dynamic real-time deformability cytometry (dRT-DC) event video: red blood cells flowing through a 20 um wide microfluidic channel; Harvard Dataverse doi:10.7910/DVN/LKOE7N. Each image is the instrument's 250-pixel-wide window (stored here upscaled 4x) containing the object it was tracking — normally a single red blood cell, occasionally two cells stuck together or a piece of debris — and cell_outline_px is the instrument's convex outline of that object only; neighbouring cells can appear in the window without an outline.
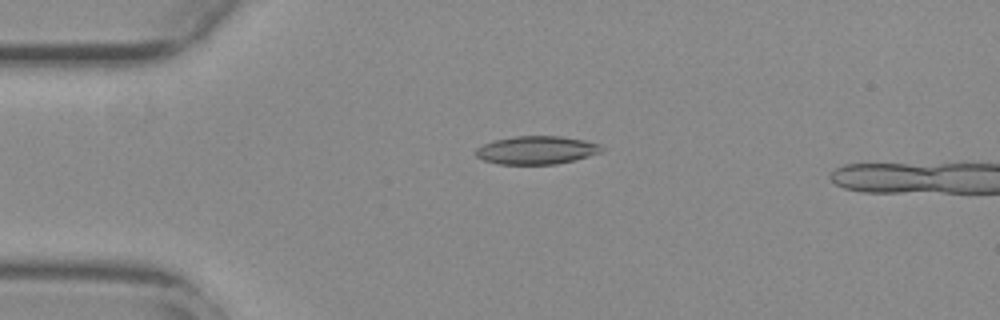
{"species": "common noctule bat (a hibernating species)", "species_latin": "Nyctalus noctula", "temperature_condition": "warm", "stored_images_in_passage": 52, "camera_frame_rate_fps": 3000, "um_per_image_px": 0.085, "animal": {"sex": "female", "body_mass_g": 29.2, "forearm_length_mm": 56.3}, "frame": {"image": 1, "passage_image": 13, "time_ms": 4.0, "image_size_px": [1000, 320], "cell_outline_px": [[604, 152], [556, 164], [500, 164], [484, 160], [476, 156], [476, 148], [492, 140], [516, 136], [560, 136], [584, 140], [600, 144], [604, 148]], "centroid_in_image_um": [45.62, 12.75], "position_along_channel_um": 39.4, "area_um2": 20.63}}
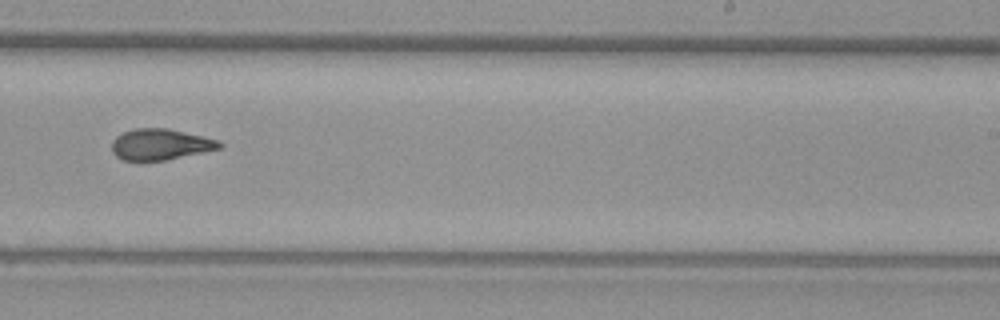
{"frame": {"image": 2, "passage_image": 34, "time_ms": 11.0, "image_size_px": [1000, 320], "cell_outline_px": [[224, 144], [220, 148], [164, 160], [124, 160], [116, 156], [112, 152], [112, 140], [116, 136], [124, 132], [136, 128], [168, 128], [204, 136], [220, 140]], "centroid_in_image_um": [13.64, 12.26], "position_along_channel_um": 275.4, "area_um2": 19.36}}
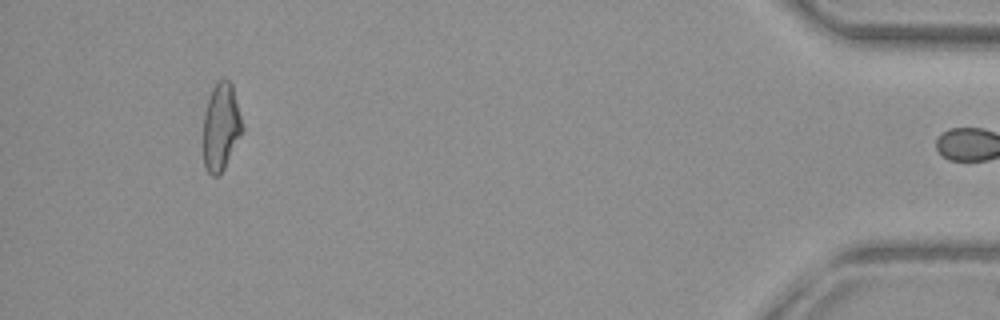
{"frame": {"image": 3, "passage_image": 51, "time_ms": 16.667, "image_size_px": [1000, 320], "cell_outline_px": [[244, 132], [224, 168], [216, 176], [212, 176], [208, 172], [204, 164], [204, 112], [208, 96], [212, 88], [224, 76], [232, 84], [244, 128]], "centroid_in_image_um": [18.8, 10.76], "position_along_channel_um": 416.4, "area_um2": 20.0}, "authors_computed_cell_mechanics": {"area_um2": 19.8832, "velocity_mm_per_s": 3.8042, "shape_relaxation_time_tau1_ms": null, "shape_relaxation_time_tau2_ms": 2.414, "deformation_change_tau1": null, "deformation_change_tau2": 0.0968}}